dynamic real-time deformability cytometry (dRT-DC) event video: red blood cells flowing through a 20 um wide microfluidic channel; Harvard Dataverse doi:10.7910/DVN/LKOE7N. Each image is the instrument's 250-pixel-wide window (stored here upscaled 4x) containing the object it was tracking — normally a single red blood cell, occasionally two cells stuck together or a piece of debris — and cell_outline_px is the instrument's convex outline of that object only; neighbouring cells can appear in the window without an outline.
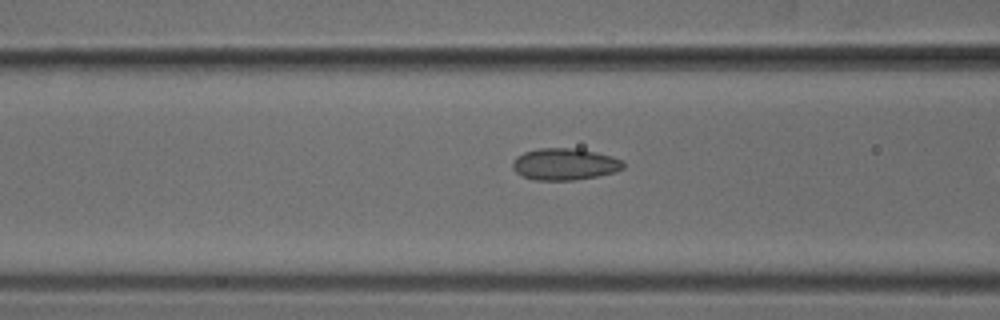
{"species": "common noctule bat (a hibernating species)", "species_latin": "Nyctalus noctula", "temperature_condition": "cold", "stored_images_in_passage": 11, "camera_frame_rate_fps": 3000, "um_per_image_px": 0.085, "animal": {"sex": "male", "body_mass_g": 18.8}, "frame": {"image": 1, "passage_image": 10, "time_ms": 3.0, "image_size_px": [1000, 320], "cell_outline_px": [[624, 168], [616, 172], [600, 176], [576, 180], [536, 180], [524, 176], [516, 172], [512, 168], [512, 160], [516, 156], [524, 152], [536, 148], [576, 148], [596, 152], [612, 156], [624, 160]], "centroid_in_image_um": [48.02, 13.95], "position_along_channel_um": 118.6, "area_um2": 20.81}}